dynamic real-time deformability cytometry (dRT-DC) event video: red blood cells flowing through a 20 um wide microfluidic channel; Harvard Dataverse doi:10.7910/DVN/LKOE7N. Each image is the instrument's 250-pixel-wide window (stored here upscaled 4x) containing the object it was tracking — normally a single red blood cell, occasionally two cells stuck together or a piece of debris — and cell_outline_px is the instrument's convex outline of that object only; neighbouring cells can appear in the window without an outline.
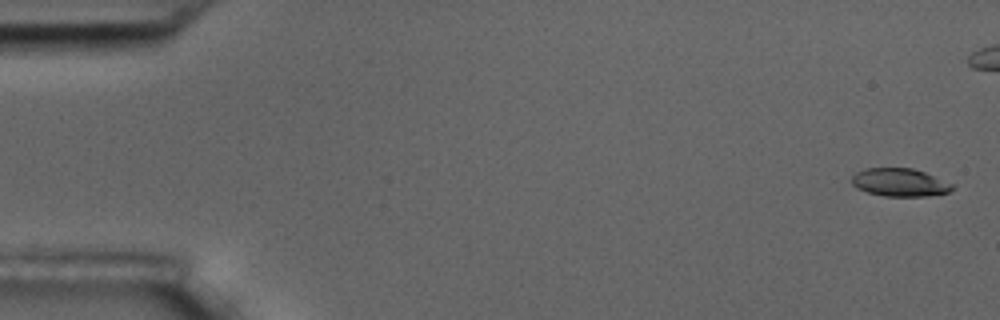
{"species": "common noctule bat (a hibernating species)", "species_latin": "Nyctalus noctula", "temperature_condition": "room temperature", "stored_images_in_passage": 9, "camera_frame_rate_fps": 3000, "um_per_image_px": 0.085, "animal": {"sex": "male", "body_mass_g": 17.5, "forearm_length_mm": 52.3}, "frame": {"image": 1, "passage_image": 1, "time_ms": 0.0, "image_size_px": [1000, 320], "cell_outline_px": [[952, 188], [948, 192], [928, 196], [884, 196], [868, 192], [856, 188], [852, 184], [852, 176], [856, 172], [864, 168], [912, 168], [924, 172], [952, 184]], "centroid_in_image_um": [76.43, 15.5], "position_along_channel_um": 8.6, "area_um2": 16.24}}
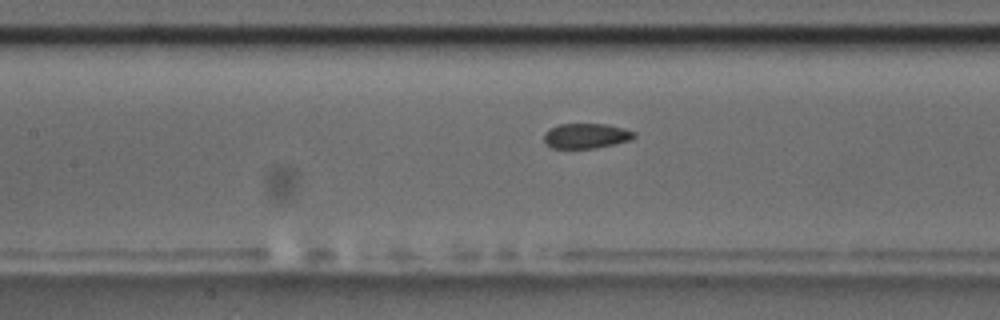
{"frame": {"image": 2, "passage_image": 9, "time_ms": 10.0, "image_size_px": [1000, 320], "cell_outline_px": [[636, 136], [632, 140], [596, 148], [552, 148], [544, 140], [544, 132], [560, 124], [608, 124], [624, 128], [636, 132]], "centroid_in_image_um": [49.87, 11.54], "position_along_channel_um": 157.5, "area_um2": 13.18}}